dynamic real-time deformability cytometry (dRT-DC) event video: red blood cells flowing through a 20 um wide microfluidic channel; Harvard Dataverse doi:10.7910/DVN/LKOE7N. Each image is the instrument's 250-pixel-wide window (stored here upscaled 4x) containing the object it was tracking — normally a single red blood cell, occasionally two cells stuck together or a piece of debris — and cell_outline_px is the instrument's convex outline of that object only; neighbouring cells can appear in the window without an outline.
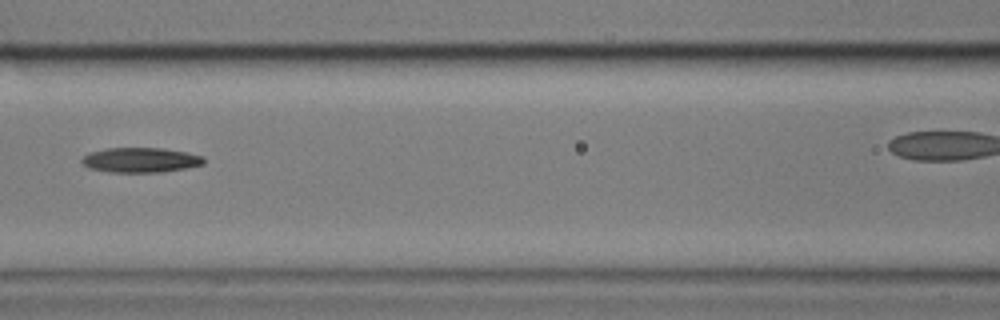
{"species": "common noctule bat (a hibernating species)", "species_latin": "Nyctalus noctula", "temperature_condition": "cold", "stored_images_in_passage": 10, "camera_frame_rate_fps": 3000, "um_per_image_px": 0.085, "animal": {"sex": "male", "body_mass_g": 17.9}, "frame": {"image": 1, "passage_image": 7, "time_ms": 7.0, "image_size_px": [1000, 320], "cell_outline_px": [[204, 164], [184, 168], [160, 172], [112, 172], [88, 168], [80, 160], [88, 152], [108, 148], [164, 148], [188, 152], [204, 156]], "centroid_in_image_um": [11.95, 13.59], "position_along_channel_um": 154.7, "area_um2": 17.69}}
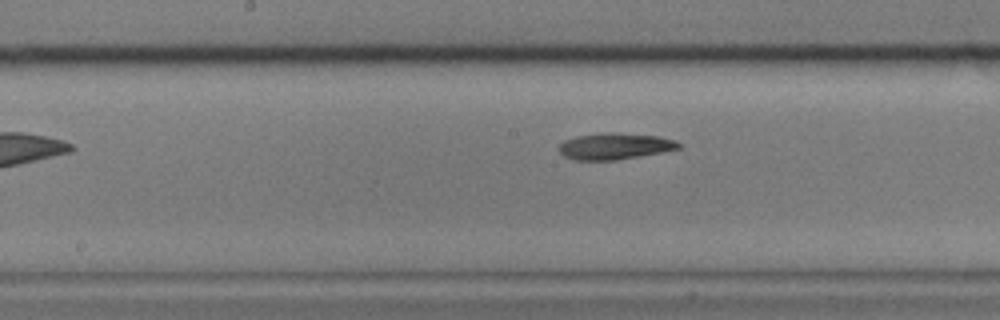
{"frame": {"image": 2, "passage_image": 10, "time_ms": 11.667, "image_size_px": [1000, 320], "cell_outline_px": [[680, 148], [640, 156], [616, 160], [576, 160], [564, 156], [560, 152], [560, 144], [564, 140], [576, 136], [600, 132], [616, 132], [660, 136], [676, 140], [680, 144]], "centroid_in_image_um": [52.26, 12.41], "position_along_channel_um": 195.9, "area_um2": 18.5}}